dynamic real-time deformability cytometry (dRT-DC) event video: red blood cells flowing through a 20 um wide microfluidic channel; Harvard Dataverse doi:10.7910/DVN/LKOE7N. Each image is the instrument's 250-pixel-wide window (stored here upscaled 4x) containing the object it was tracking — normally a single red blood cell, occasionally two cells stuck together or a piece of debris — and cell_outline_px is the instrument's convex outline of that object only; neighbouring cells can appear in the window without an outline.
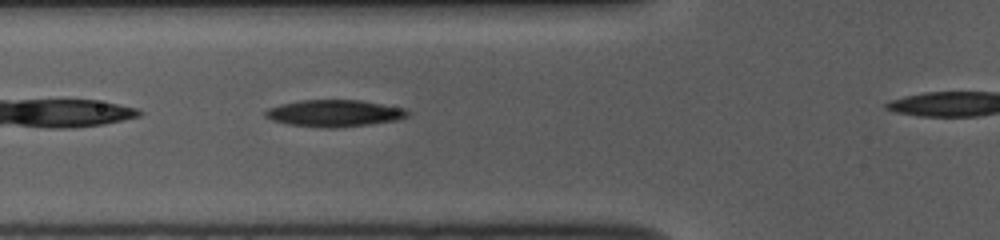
{"species": "common noctule bat (a hibernating species)", "species_latin": "Nyctalus noctula", "temperature_condition": "room temperature", "stored_images_in_passage": 32, "camera_frame_rate_fps": 3000, "um_per_image_px": 0.085, "animal": {"sex": "female", "body_mass_g": 10.0, "forearm_length_mm": 53.1}, "frame": {"image": 1, "passage_image": 6, "time_ms": 1.667, "image_size_px": [1000, 240], "cell_outline_px": [[412, 112], [408, 116], [396, 120], [368, 124], [332, 128], [324, 128], [288, 124], [272, 120], [264, 116], [264, 112], [268, 108], [280, 104], [300, 100], [360, 100], [404, 108]], "centroid_in_image_um": [28.4, 9.62], "position_along_channel_um": 97.4, "area_um2": 22.2}}
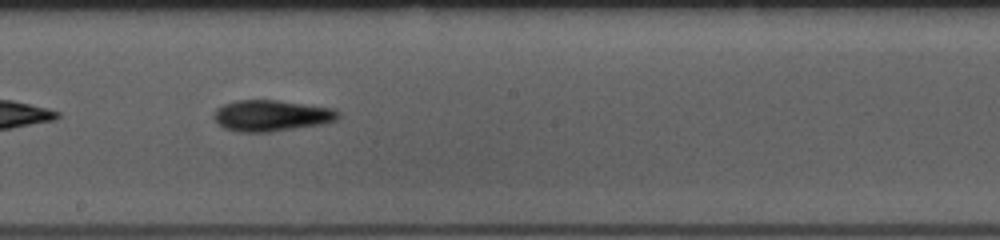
{"frame": {"image": 2, "passage_image": 16, "time_ms": 5.0, "image_size_px": [1000, 240], "cell_outline_px": [[340, 116], [336, 120], [320, 124], [296, 128], [268, 132], [236, 132], [224, 128], [212, 116], [216, 108], [224, 104], [236, 100], [276, 100], [332, 108], [340, 112]], "centroid_in_image_um": [23.04, 9.83], "position_along_channel_um": 225.2, "area_um2": 22.48}}
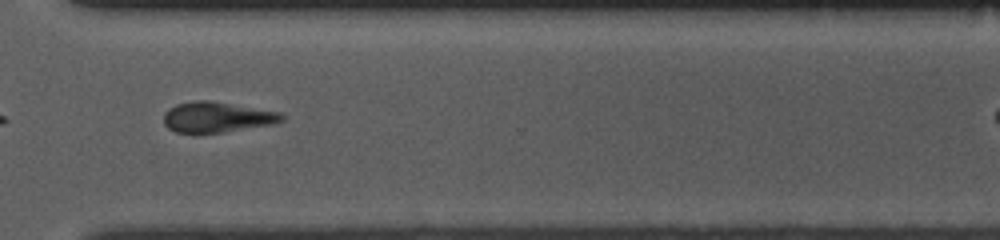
{"frame": {"image": 3, "passage_image": 26, "time_ms": 8.333, "image_size_px": [1000, 240], "cell_outline_px": [[284, 120], [272, 124], [224, 132], [176, 132], [168, 128], [164, 124], [164, 112], [168, 108], [176, 104], [192, 100], [212, 100], [280, 112], [284, 116]], "centroid_in_image_um": [18.42, 9.93], "position_along_channel_um": 352.2, "area_um2": 20.98}}